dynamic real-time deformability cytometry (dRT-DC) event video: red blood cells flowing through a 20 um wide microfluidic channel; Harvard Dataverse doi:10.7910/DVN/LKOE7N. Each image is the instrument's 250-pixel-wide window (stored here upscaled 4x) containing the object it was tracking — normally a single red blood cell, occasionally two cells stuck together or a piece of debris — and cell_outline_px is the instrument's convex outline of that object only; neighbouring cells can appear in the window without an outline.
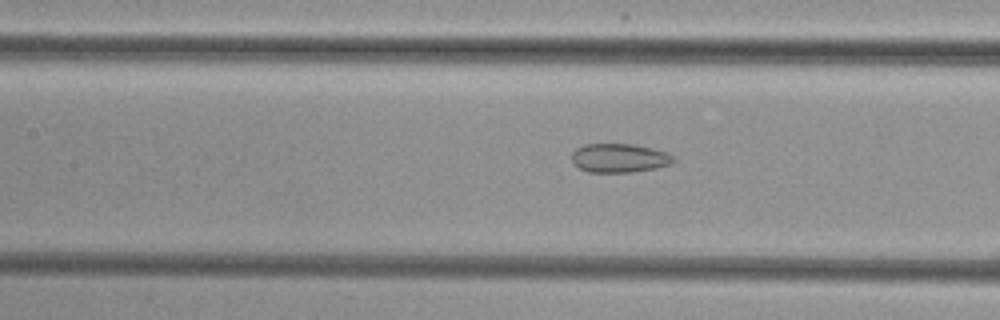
{"species": "common noctule bat (a hibernating species)", "species_latin": "Nyctalus noctula", "temperature_condition": "cold", "stored_images_in_passage": 41, "camera_frame_rate_fps": 3000, "um_per_image_px": 0.085, "animal": {"sex": "female", "body_mass_g": 29.2, "forearm_length_mm": 56.3}, "frame": {"image": 1, "passage_image": 12, "time_ms": 3.667, "image_size_px": [1000, 320], "cell_outline_px": [[676, 160], [672, 164], [656, 168], [632, 172], [588, 172], [572, 164], [572, 152], [576, 148], [584, 144], [632, 144], [652, 148], [668, 152]], "centroid_in_image_um": [52.64, 13.43], "position_along_channel_um": 154.8, "area_um2": 17.28}}
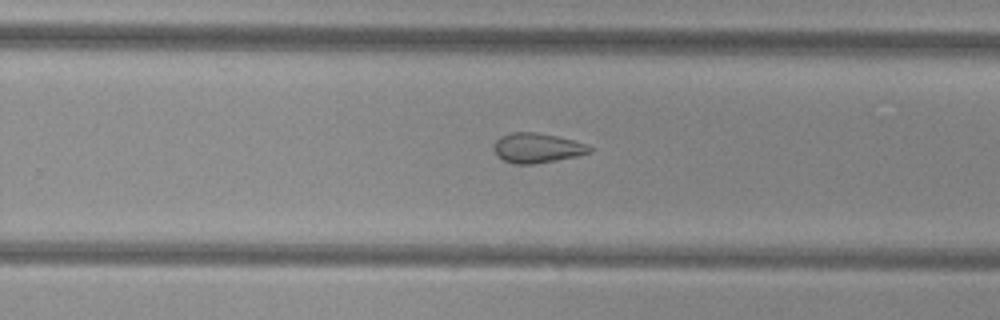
{"frame": {"image": 2, "passage_image": 22, "time_ms": 7.0, "image_size_px": [1000, 320], "cell_outline_px": [[592, 152], [576, 156], [556, 160], [532, 164], [512, 164], [496, 156], [492, 148], [492, 144], [500, 136], [512, 132], [536, 132], [556, 136], [572, 140], [584, 144], [592, 148]], "centroid_in_image_um": [45.58, 12.58], "position_along_channel_um": 284.2, "area_um2": 16.65}}
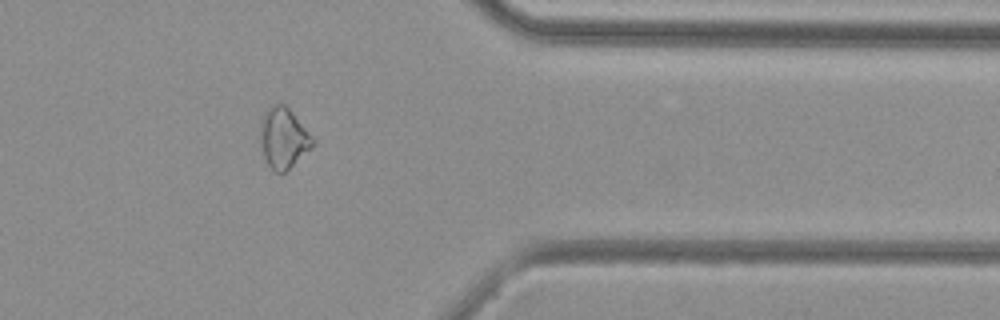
{"frame": {"image": 3, "passage_image": 31, "time_ms": 10.0, "image_size_px": [1000, 320], "cell_outline_px": [[316, 144], [284, 172], [276, 172], [268, 164], [264, 156], [260, 136], [260, 120], [264, 112], [272, 104], [284, 104], [292, 112], [316, 140]], "centroid_in_image_um": [24.1, 11.7], "position_along_channel_um": 387.3, "area_um2": 18.32}}